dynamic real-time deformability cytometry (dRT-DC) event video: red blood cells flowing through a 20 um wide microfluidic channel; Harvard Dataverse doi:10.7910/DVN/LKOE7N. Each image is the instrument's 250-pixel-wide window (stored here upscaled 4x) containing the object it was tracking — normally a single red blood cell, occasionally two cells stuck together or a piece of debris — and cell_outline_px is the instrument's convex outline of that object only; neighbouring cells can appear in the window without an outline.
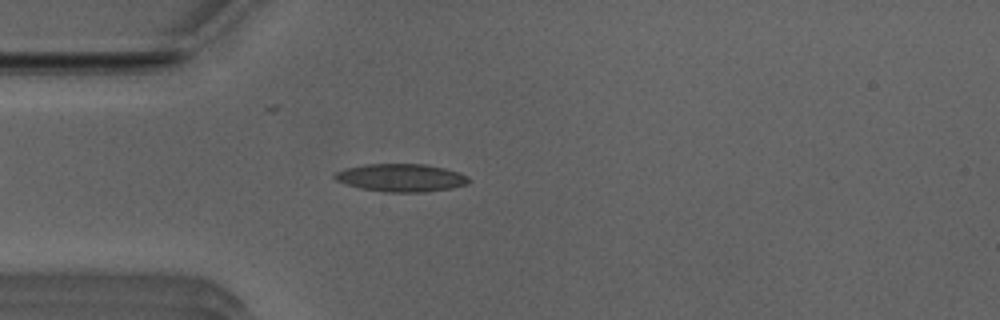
{"species": "Egyptian fruit bat (a non-hibernating species)", "species_latin": "Rousettus aegyptiacus", "temperature_condition": "room temperature", "stored_images_in_passage": 30, "camera_frame_rate_fps": 3000, "um_per_image_px": 0.085, "animal": {"sex": "male"}, "frame": {"image": 1, "passage_image": 5, "time_ms": 1.333, "image_size_px": [1000, 320], "cell_outline_px": [[472, 180], [468, 184], [452, 188], [424, 192], [388, 192], [360, 188], [336, 180], [332, 176], [336, 172], [344, 168], [364, 164], [424, 164], [444, 168], [460, 172], [468, 176]], "centroid_in_image_um": [34.13, 15.1], "position_along_channel_um": 50.9, "area_um2": 21.85}}
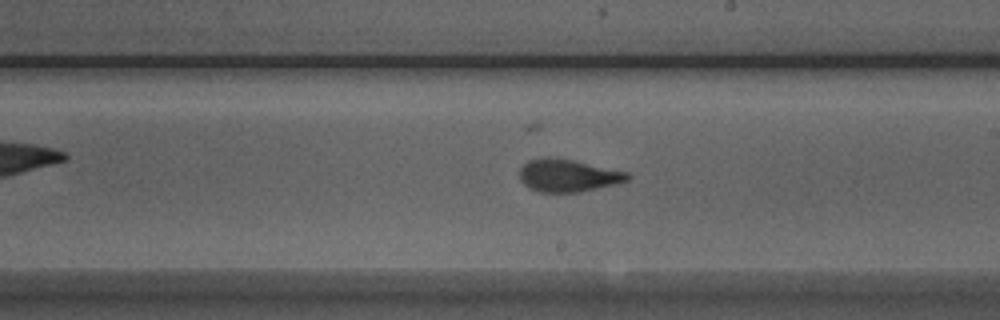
{"frame": {"image": 2, "passage_image": 20, "time_ms": 6.333, "image_size_px": [1000, 320], "cell_outline_px": [[632, 176], [628, 180], [616, 184], [580, 192], [540, 192], [528, 188], [520, 180], [520, 168], [528, 160], [548, 156], [572, 160], [628, 172]], "centroid_in_image_um": [48.27, 14.92], "position_along_channel_um": 240.7, "area_um2": 20.52}}
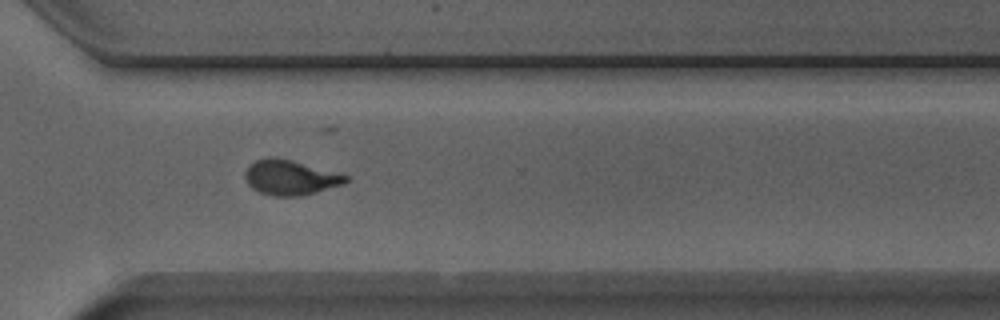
{"frame": {"image": 3, "passage_image": 28, "time_ms": 9.0, "image_size_px": [1000, 320], "cell_outline_px": [[348, 180], [344, 184], [316, 192], [300, 196], [272, 196], [260, 192], [252, 188], [248, 184], [244, 176], [244, 172], [256, 160], [268, 156], [292, 160], [348, 176]], "centroid_in_image_um": [24.65, 15.09], "position_along_channel_um": 346.0, "area_um2": 20.29}, "authors_computed_cell_mechanics": {"area_um2": 20.4612, "velocity_mm_per_s": 3.9443, "shape_relaxation_time_tau1_ms": 5.7921, "shape_relaxation_time_tau2_ms": 0.8662, "deformation_change_tau1": 0.2033, "deformation_change_tau2": 0.0721}}